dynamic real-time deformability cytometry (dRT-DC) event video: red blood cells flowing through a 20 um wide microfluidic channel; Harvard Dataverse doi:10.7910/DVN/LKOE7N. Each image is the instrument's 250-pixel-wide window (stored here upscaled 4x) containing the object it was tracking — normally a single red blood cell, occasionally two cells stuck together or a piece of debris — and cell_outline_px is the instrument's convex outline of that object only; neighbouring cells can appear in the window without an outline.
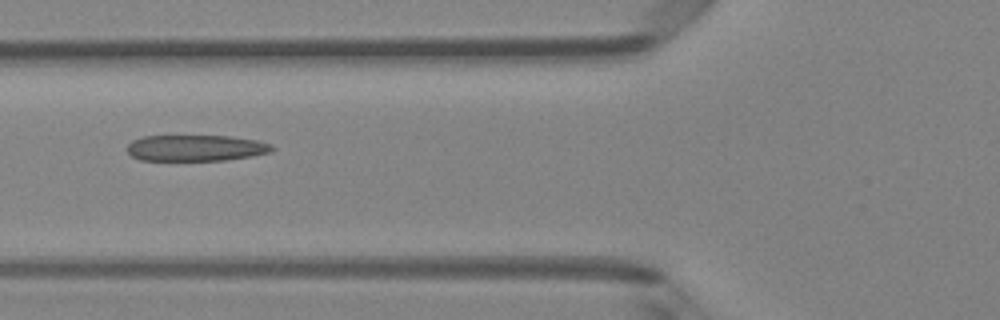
{"species": "Egyptian fruit bat (a non-hibernating species)", "species_latin": "Rousettus aegyptiacus", "temperature_condition": "room temperature", "stored_images_in_passage": 2, "camera_frame_rate_fps": 3000, "um_per_image_px": 0.085, "animal": {"sex": "female"}, "frame": {"image": 1, "passage_image": 2, "time_ms": 0.333, "image_size_px": [1000, 320], "cell_outline_px": [[276, 148], [272, 152], [252, 156], [224, 160], [140, 160], [132, 156], [128, 152], [128, 144], [132, 140], [144, 136], [228, 136], [256, 140], [272, 144]], "centroid_in_image_um": [16.68, 12.58], "position_along_channel_um": 109.1, "area_um2": 22.08}}